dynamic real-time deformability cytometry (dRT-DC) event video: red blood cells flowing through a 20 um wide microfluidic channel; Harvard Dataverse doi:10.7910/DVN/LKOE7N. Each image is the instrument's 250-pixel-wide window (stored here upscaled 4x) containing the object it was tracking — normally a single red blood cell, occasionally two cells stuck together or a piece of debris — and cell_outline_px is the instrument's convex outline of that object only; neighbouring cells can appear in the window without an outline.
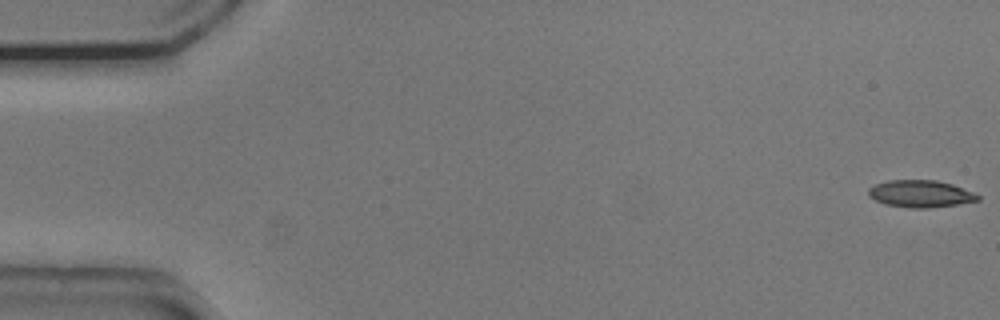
{"species": "common noctule bat (a hibernating species)", "species_latin": "Nyctalus noctula", "temperature_condition": "cold", "stored_images_in_passage": 40, "camera_frame_rate_fps": 3000, "um_per_image_px": 0.085, "animal": {"sex": "male", "body_mass_g": 20.5, "forearm_length_mm": 52.5}, "frame": {"image": 1, "passage_image": 1, "time_ms": 0.0, "image_size_px": [1000, 320], "cell_outline_px": [[980, 200], [956, 204], [928, 208], [912, 208], [884, 204], [868, 196], [868, 188], [876, 184], [888, 180], [936, 180], [952, 184], [972, 192], [980, 196]], "centroid_in_image_um": [78.21, 16.47], "position_along_channel_um": 6.8, "area_um2": 17.17}}
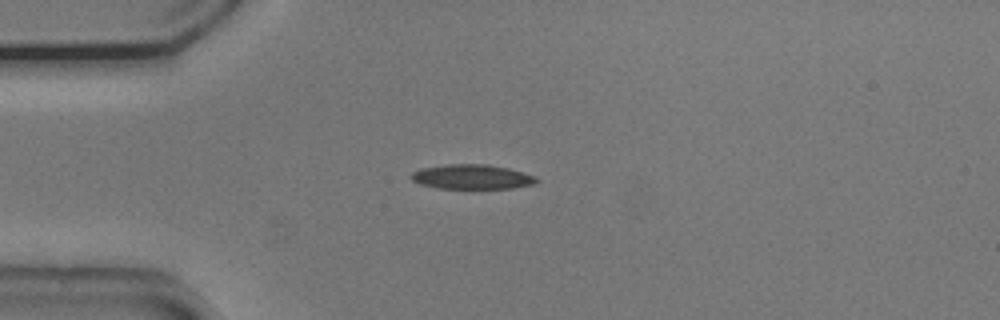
{"frame": {"image": 2, "passage_image": 14, "time_ms": 4.333, "image_size_px": [1000, 320], "cell_outline_px": [[540, 180], [532, 184], [512, 188], [436, 188], [420, 184], [412, 180], [408, 176], [412, 172], [420, 168], [448, 164], [488, 164], [508, 168], [524, 172], [536, 176]], "centroid_in_image_um": [40.09, 15.02], "position_along_channel_um": 44.9, "area_um2": 18.09}}
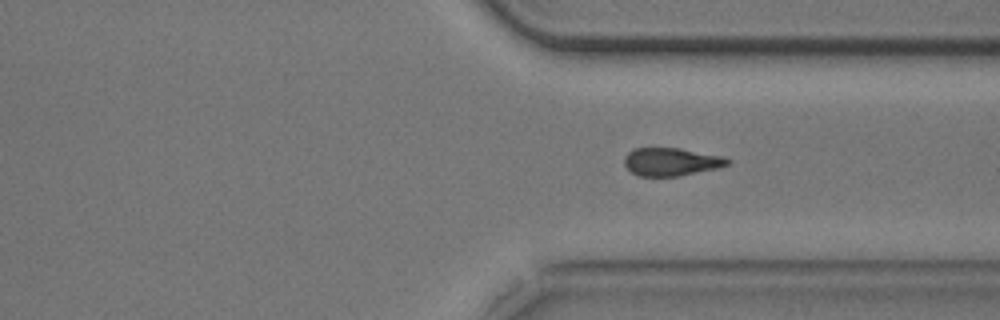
{"frame": {"image": 3, "passage_image": 40, "time_ms": 13.0, "image_size_px": [1000, 320], "cell_outline_px": [[732, 164], [716, 168], [676, 176], [640, 176], [632, 172], [624, 164], [624, 156], [632, 148], [680, 148], [724, 156], [732, 160]], "centroid_in_image_um": [57.07, 13.73], "position_along_channel_um": 354.3, "area_um2": 16.88}}